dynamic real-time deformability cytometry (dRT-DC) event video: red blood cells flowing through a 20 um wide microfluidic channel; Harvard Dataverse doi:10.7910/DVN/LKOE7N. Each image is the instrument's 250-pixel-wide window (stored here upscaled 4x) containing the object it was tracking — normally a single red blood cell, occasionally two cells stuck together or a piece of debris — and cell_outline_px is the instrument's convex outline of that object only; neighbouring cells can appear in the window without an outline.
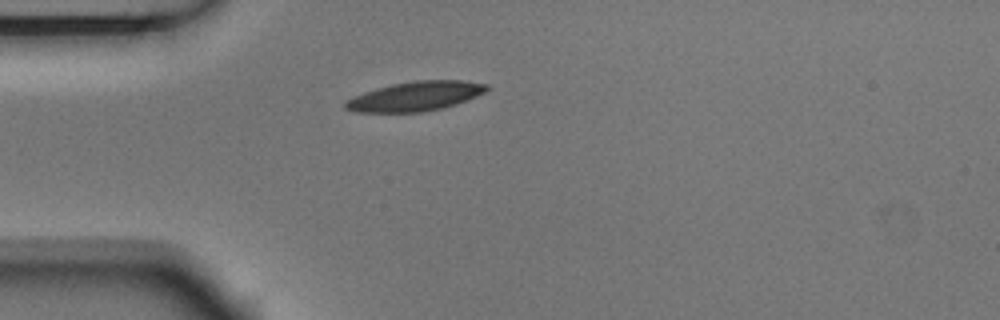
{"species": "Egyptian fruit bat (a non-hibernating species)", "species_latin": "Rousettus aegyptiacus", "temperature_condition": "room temperature", "stored_images_in_passage": 3, "camera_frame_rate_fps": 3000, "um_per_image_px": 0.085, "animal": {"sex": "male"}, "frame": {"image": 1, "passage_image": 3, "time_ms": 0.667, "image_size_px": [1000, 320], "cell_outline_px": [[488, 88], [484, 92], [476, 96], [456, 104], [424, 112], [356, 112], [344, 108], [344, 100], [352, 96], [376, 88], [392, 84], [416, 80], [460, 80], [488, 84]], "centroid_in_image_um": [35.25, 8.18], "position_along_channel_um": 49.7, "area_um2": 24.22}}